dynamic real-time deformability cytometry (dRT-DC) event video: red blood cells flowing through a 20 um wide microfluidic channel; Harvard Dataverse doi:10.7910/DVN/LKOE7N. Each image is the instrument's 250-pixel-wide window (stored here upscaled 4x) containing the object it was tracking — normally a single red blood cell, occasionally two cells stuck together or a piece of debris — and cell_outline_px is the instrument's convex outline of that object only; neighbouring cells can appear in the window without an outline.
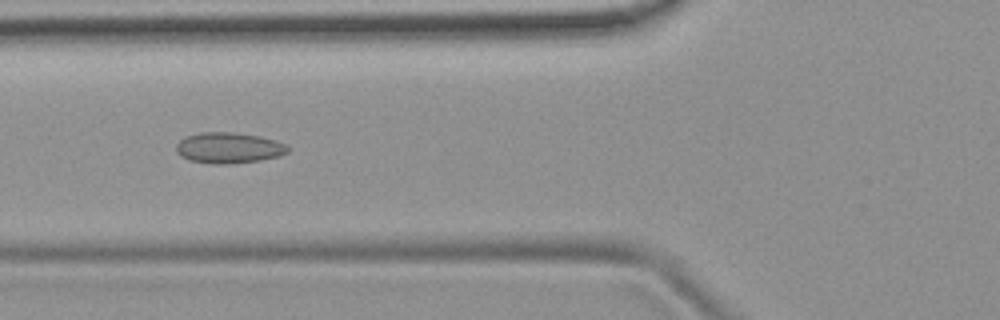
{"species": "common noctule bat (a hibernating species)", "species_latin": "Nyctalus noctula", "temperature_condition": "room temperature", "stored_images_in_passage": 7, "camera_frame_rate_fps": 3000, "um_per_image_px": 0.085, "animal": {"sex": "female", "body_mass_g": 19.9}, "frame": {"image": 1, "passage_image": 6, "time_ms": 6.333, "image_size_px": [1000, 320], "cell_outline_px": [[288, 152], [280, 156], [260, 160], [228, 164], [212, 164], [188, 160], [180, 156], [176, 152], [176, 144], [180, 140], [188, 136], [200, 132], [232, 132], [260, 136], [276, 140], [284, 144], [288, 148]], "centroid_in_image_um": [19.42, 12.57], "position_along_channel_um": 106.4, "area_um2": 20.11}}
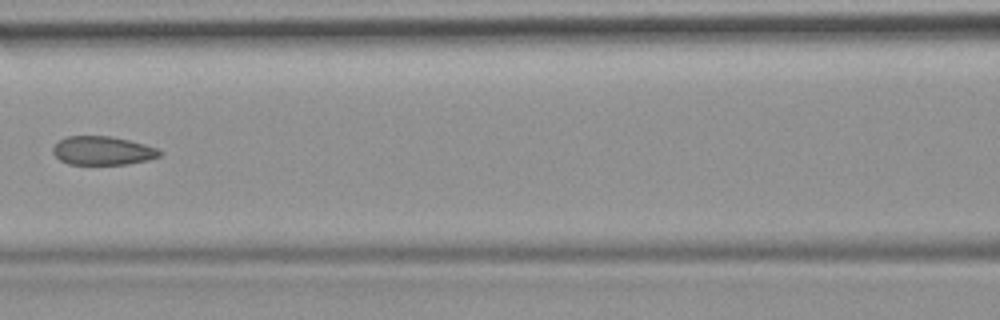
{"frame": {"image": 2, "passage_image": 7, "time_ms": 7.667, "image_size_px": [1000, 320], "cell_outline_px": [[164, 152], [160, 156], [148, 160], [128, 164], [68, 164], [60, 160], [52, 152], [52, 148], [60, 140], [68, 136], [108, 136], [128, 140], [144, 144], [156, 148]], "centroid_in_image_um": [8.73, 12.81], "position_along_channel_um": 157.9, "area_um2": 17.74}}